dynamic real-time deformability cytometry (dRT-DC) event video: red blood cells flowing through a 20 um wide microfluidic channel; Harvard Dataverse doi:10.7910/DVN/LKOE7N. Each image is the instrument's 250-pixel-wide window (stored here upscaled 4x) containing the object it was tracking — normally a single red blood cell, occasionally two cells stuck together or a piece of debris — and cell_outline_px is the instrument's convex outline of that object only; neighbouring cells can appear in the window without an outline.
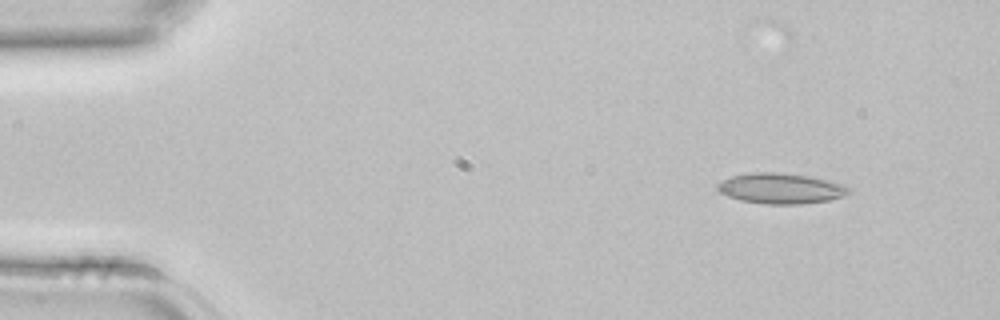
{"species": "common noctule bat (a hibernating species)", "species_latin": "Nyctalus noctula", "temperature_condition": "room temperature", "stored_images_in_passage": 3, "camera_frame_rate_fps": 3000, "um_per_image_px": 0.085, "animal": {"sex": "female", "body_mass_g": 22.7, "forearm_length_mm": 54.2}, "frame": {"image": 1, "passage_image": 1, "time_ms": 0.0, "image_size_px": [1000, 320], "cell_outline_px": [[852, 192], [844, 196], [828, 200], [800, 204], [764, 204], [740, 200], [728, 196], [720, 192], [716, 188], [716, 184], [732, 176], [752, 172], [780, 172], [812, 176], [844, 184], [852, 188]], "centroid_in_image_um": [66.41, 16.01], "position_along_channel_um": 18.6, "area_um2": 23.58}}
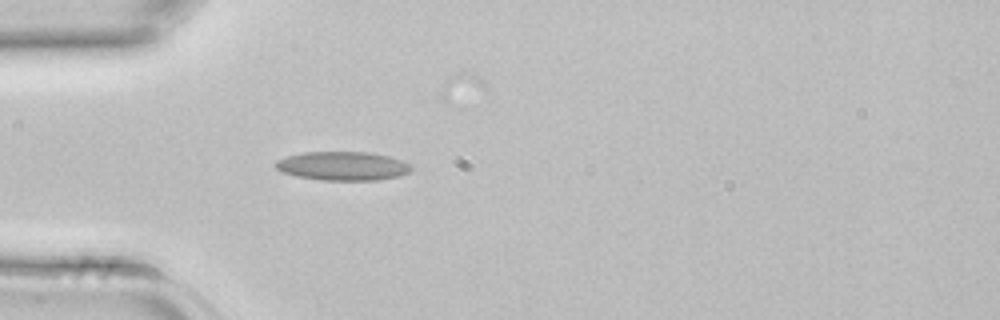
{"frame": {"image": 2, "passage_image": 3, "time_ms": 0.667, "image_size_px": [1000, 320], "cell_outline_px": [[412, 172], [400, 176], [380, 180], [320, 180], [296, 176], [284, 172], [276, 168], [272, 164], [276, 160], [288, 156], [304, 152], [368, 152], [388, 156], [400, 160], [408, 164], [412, 168]], "centroid_in_image_um": [29.13, 14.11], "position_along_channel_um": 55.9, "area_um2": 22.83}}